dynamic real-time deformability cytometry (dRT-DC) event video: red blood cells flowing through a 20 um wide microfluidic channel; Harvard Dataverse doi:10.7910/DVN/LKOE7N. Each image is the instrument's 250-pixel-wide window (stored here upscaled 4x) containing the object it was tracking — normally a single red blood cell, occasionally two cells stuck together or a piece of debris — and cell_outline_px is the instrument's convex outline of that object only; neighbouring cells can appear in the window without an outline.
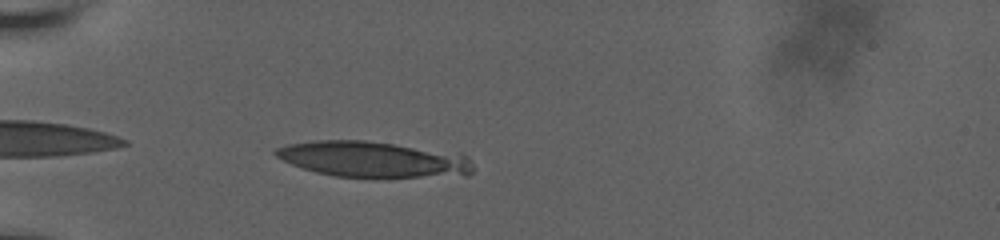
{"species": "human", "species_latin": "Homo sapiens", "temperature_condition": "room temperature", "stored_images_in_passage": 6, "camera_frame_rate_fps": 3000, "um_per_image_px": 0.085, "donor": {"sex": "male"}, "frame": {"image": 1, "passage_image": 1, "time_ms": 0.0, "image_size_px": [1000, 240], "cell_outline_px": [[472, 172], [468, 176], [336, 176], [316, 172], [292, 164], [276, 156], [272, 152], [276, 148], [288, 144], [316, 140], [364, 140], [460, 152], [468, 156], [472, 164]], "centroid_in_image_um": [31.77, 13.52], "position_along_channel_um": 53.2, "area_um2": 41.04}}
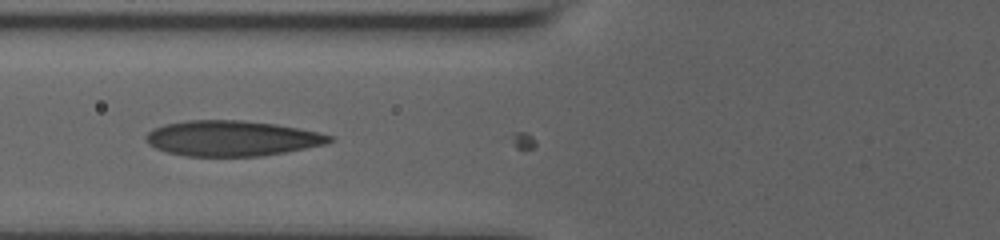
{"frame": {"image": 2, "passage_image": 5, "time_ms": 2.0, "image_size_px": [1000, 240], "cell_outline_px": [[332, 140], [328, 144], [284, 152], [260, 156], [188, 156], [168, 152], [156, 148], [148, 144], [144, 140], [144, 136], [152, 128], [164, 124], [188, 120], [244, 120], [276, 124], [300, 128], [320, 132], [332, 136]], "centroid_in_image_um": [19.7, 11.75], "position_along_channel_um": 106.1, "area_um2": 38.09}}